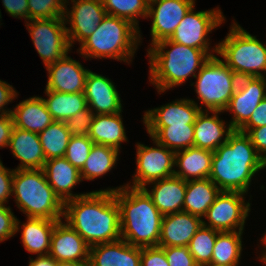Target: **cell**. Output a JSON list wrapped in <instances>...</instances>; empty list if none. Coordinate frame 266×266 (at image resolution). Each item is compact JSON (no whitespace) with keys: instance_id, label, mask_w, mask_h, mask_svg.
<instances>
[{"instance_id":"9","label":"cell","mask_w":266,"mask_h":266,"mask_svg":"<svg viewBox=\"0 0 266 266\" xmlns=\"http://www.w3.org/2000/svg\"><path fill=\"white\" fill-rule=\"evenodd\" d=\"M26 24L45 67L55 64L72 49L68 42L64 18L31 19Z\"/></svg>"},{"instance_id":"5","label":"cell","mask_w":266,"mask_h":266,"mask_svg":"<svg viewBox=\"0 0 266 266\" xmlns=\"http://www.w3.org/2000/svg\"><path fill=\"white\" fill-rule=\"evenodd\" d=\"M139 33L130 21L106 15L78 50L85 58H111L129 63L141 42Z\"/></svg>"},{"instance_id":"2","label":"cell","mask_w":266,"mask_h":266,"mask_svg":"<svg viewBox=\"0 0 266 266\" xmlns=\"http://www.w3.org/2000/svg\"><path fill=\"white\" fill-rule=\"evenodd\" d=\"M264 168L266 163L256 152L250 137L234 130L227 142L213 152L209 179L221 191L247 193L255 173Z\"/></svg>"},{"instance_id":"28","label":"cell","mask_w":266,"mask_h":266,"mask_svg":"<svg viewBox=\"0 0 266 266\" xmlns=\"http://www.w3.org/2000/svg\"><path fill=\"white\" fill-rule=\"evenodd\" d=\"M121 116V112L95 115L88 137L94 144L109 146L119 151L121 143L128 139Z\"/></svg>"},{"instance_id":"36","label":"cell","mask_w":266,"mask_h":266,"mask_svg":"<svg viewBox=\"0 0 266 266\" xmlns=\"http://www.w3.org/2000/svg\"><path fill=\"white\" fill-rule=\"evenodd\" d=\"M107 15L130 21L139 29L137 17L147 19L148 2L146 0H102Z\"/></svg>"},{"instance_id":"13","label":"cell","mask_w":266,"mask_h":266,"mask_svg":"<svg viewBox=\"0 0 266 266\" xmlns=\"http://www.w3.org/2000/svg\"><path fill=\"white\" fill-rule=\"evenodd\" d=\"M71 3V11L66 5L63 17L65 24L71 26L66 27L70 48L75 40L81 44L88 38L107 15L102 0H71Z\"/></svg>"},{"instance_id":"31","label":"cell","mask_w":266,"mask_h":266,"mask_svg":"<svg viewBox=\"0 0 266 266\" xmlns=\"http://www.w3.org/2000/svg\"><path fill=\"white\" fill-rule=\"evenodd\" d=\"M48 98L43 99L55 121L65 122L87 107L84 93H63L45 89Z\"/></svg>"},{"instance_id":"7","label":"cell","mask_w":266,"mask_h":266,"mask_svg":"<svg viewBox=\"0 0 266 266\" xmlns=\"http://www.w3.org/2000/svg\"><path fill=\"white\" fill-rule=\"evenodd\" d=\"M217 45V54L239 78L266 77V45L237 23Z\"/></svg>"},{"instance_id":"22","label":"cell","mask_w":266,"mask_h":266,"mask_svg":"<svg viewBox=\"0 0 266 266\" xmlns=\"http://www.w3.org/2000/svg\"><path fill=\"white\" fill-rule=\"evenodd\" d=\"M149 184L153 185L151 191L143 189L163 216L184 211L187 181L173 175Z\"/></svg>"},{"instance_id":"34","label":"cell","mask_w":266,"mask_h":266,"mask_svg":"<svg viewBox=\"0 0 266 266\" xmlns=\"http://www.w3.org/2000/svg\"><path fill=\"white\" fill-rule=\"evenodd\" d=\"M240 231L219 232L213 247L211 264L238 266L242 252Z\"/></svg>"},{"instance_id":"33","label":"cell","mask_w":266,"mask_h":266,"mask_svg":"<svg viewBox=\"0 0 266 266\" xmlns=\"http://www.w3.org/2000/svg\"><path fill=\"white\" fill-rule=\"evenodd\" d=\"M119 151L115 148L93 144L88 158L80 170L82 181L92 180L107 174L119 159Z\"/></svg>"},{"instance_id":"19","label":"cell","mask_w":266,"mask_h":266,"mask_svg":"<svg viewBox=\"0 0 266 266\" xmlns=\"http://www.w3.org/2000/svg\"><path fill=\"white\" fill-rule=\"evenodd\" d=\"M202 224L203 219L185 211L163 216L158 247L188 246Z\"/></svg>"},{"instance_id":"40","label":"cell","mask_w":266,"mask_h":266,"mask_svg":"<svg viewBox=\"0 0 266 266\" xmlns=\"http://www.w3.org/2000/svg\"><path fill=\"white\" fill-rule=\"evenodd\" d=\"M94 117L95 114L87 106L64 123L71 136H83L89 134Z\"/></svg>"},{"instance_id":"44","label":"cell","mask_w":266,"mask_h":266,"mask_svg":"<svg viewBox=\"0 0 266 266\" xmlns=\"http://www.w3.org/2000/svg\"><path fill=\"white\" fill-rule=\"evenodd\" d=\"M13 175L14 169L5 168L0 160V206L8 204V198L13 195Z\"/></svg>"},{"instance_id":"48","label":"cell","mask_w":266,"mask_h":266,"mask_svg":"<svg viewBox=\"0 0 266 266\" xmlns=\"http://www.w3.org/2000/svg\"><path fill=\"white\" fill-rule=\"evenodd\" d=\"M16 90L12 85L0 80V114H11V109H5L4 106L12 102L17 97Z\"/></svg>"},{"instance_id":"38","label":"cell","mask_w":266,"mask_h":266,"mask_svg":"<svg viewBox=\"0 0 266 266\" xmlns=\"http://www.w3.org/2000/svg\"><path fill=\"white\" fill-rule=\"evenodd\" d=\"M66 4V0H28L29 20L63 18Z\"/></svg>"},{"instance_id":"27","label":"cell","mask_w":266,"mask_h":266,"mask_svg":"<svg viewBox=\"0 0 266 266\" xmlns=\"http://www.w3.org/2000/svg\"><path fill=\"white\" fill-rule=\"evenodd\" d=\"M212 156V151L195 146L177 151L174 166L179 170H175L174 175L185 181L209 178Z\"/></svg>"},{"instance_id":"17","label":"cell","mask_w":266,"mask_h":266,"mask_svg":"<svg viewBox=\"0 0 266 266\" xmlns=\"http://www.w3.org/2000/svg\"><path fill=\"white\" fill-rule=\"evenodd\" d=\"M85 98L95 115L122 112V102L113 82L105 76L89 71L85 81Z\"/></svg>"},{"instance_id":"20","label":"cell","mask_w":266,"mask_h":266,"mask_svg":"<svg viewBox=\"0 0 266 266\" xmlns=\"http://www.w3.org/2000/svg\"><path fill=\"white\" fill-rule=\"evenodd\" d=\"M88 266H141V247L122 238L90 247Z\"/></svg>"},{"instance_id":"49","label":"cell","mask_w":266,"mask_h":266,"mask_svg":"<svg viewBox=\"0 0 266 266\" xmlns=\"http://www.w3.org/2000/svg\"><path fill=\"white\" fill-rule=\"evenodd\" d=\"M13 127L11 114H0V149L8 147Z\"/></svg>"},{"instance_id":"8","label":"cell","mask_w":266,"mask_h":266,"mask_svg":"<svg viewBox=\"0 0 266 266\" xmlns=\"http://www.w3.org/2000/svg\"><path fill=\"white\" fill-rule=\"evenodd\" d=\"M196 75L195 91L204 111H221L228 107L239 77L217 56L211 57Z\"/></svg>"},{"instance_id":"41","label":"cell","mask_w":266,"mask_h":266,"mask_svg":"<svg viewBox=\"0 0 266 266\" xmlns=\"http://www.w3.org/2000/svg\"><path fill=\"white\" fill-rule=\"evenodd\" d=\"M165 251V256L169 266H198L188 246L161 247Z\"/></svg>"},{"instance_id":"18","label":"cell","mask_w":266,"mask_h":266,"mask_svg":"<svg viewBox=\"0 0 266 266\" xmlns=\"http://www.w3.org/2000/svg\"><path fill=\"white\" fill-rule=\"evenodd\" d=\"M46 69L48 72L46 89L63 93H84L86 77L90 70L70 58L68 53Z\"/></svg>"},{"instance_id":"6","label":"cell","mask_w":266,"mask_h":266,"mask_svg":"<svg viewBox=\"0 0 266 266\" xmlns=\"http://www.w3.org/2000/svg\"><path fill=\"white\" fill-rule=\"evenodd\" d=\"M12 194L27 217L63 218L64 202L48 184L43 169H14Z\"/></svg>"},{"instance_id":"51","label":"cell","mask_w":266,"mask_h":266,"mask_svg":"<svg viewBox=\"0 0 266 266\" xmlns=\"http://www.w3.org/2000/svg\"><path fill=\"white\" fill-rule=\"evenodd\" d=\"M57 266H88V263L57 262Z\"/></svg>"},{"instance_id":"30","label":"cell","mask_w":266,"mask_h":266,"mask_svg":"<svg viewBox=\"0 0 266 266\" xmlns=\"http://www.w3.org/2000/svg\"><path fill=\"white\" fill-rule=\"evenodd\" d=\"M220 191L209 178L187 181L184 211L204 218Z\"/></svg>"},{"instance_id":"54","label":"cell","mask_w":266,"mask_h":266,"mask_svg":"<svg viewBox=\"0 0 266 266\" xmlns=\"http://www.w3.org/2000/svg\"><path fill=\"white\" fill-rule=\"evenodd\" d=\"M261 241H266V233L264 234V237L261 238Z\"/></svg>"},{"instance_id":"42","label":"cell","mask_w":266,"mask_h":266,"mask_svg":"<svg viewBox=\"0 0 266 266\" xmlns=\"http://www.w3.org/2000/svg\"><path fill=\"white\" fill-rule=\"evenodd\" d=\"M19 223L9 206H0V242L19 232Z\"/></svg>"},{"instance_id":"43","label":"cell","mask_w":266,"mask_h":266,"mask_svg":"<svg viewBox=\"0 0 266 266\" xmlns=\"http://www.w3.org/2000/svg\"><path fill=\"white\" fill-rule=\"evenodd\" d=\"M141 266H169L165 251L161 247H142Z\"/></svg>"},{"instance_id":"35","label":"cell","mask_w":266,"mask_h":266,"mask_svg":"<svg viewBox=\"0 0 266 266\" xmlns=\"http://www.w3.org/2000/svg\"><path fill=\"white\" fill-rule=\"evenodd\" d=\"M38 136L46 160L65 156L71 134L64 122L54 121Z\"/></svg>"},{"instance_id":"47","label":"cell","mask_w":266,"mask_h":266,"mask_svg":"<svg viewBox=\"0 0 266 266\" xmlns=\"http://www.w3.org/2000/svg\"><path fill=\"white\" fill-rule=\"evenodd\" d=\"M3 6L10 16L15 18H24L29 21L28 17V0H2Z\"/></svg>"},{"instance_id":"1","label":"cell","mask_w":266,"mask_h":266,"mask_svg":"<svg viewBox=\"0 0 266 266\" xmlns=\"http://www.w3.org/2000/svg\"><path fill=\"white\" fill-rule=\"evenodd\" d=\"M63 218L90 247L121 239L120 208L113 191H92L64 202Z\"/></svg>"},{"instance_id":"26","label":"cell","mask_w":266,"mask_h":266,"mask_svg":"<svg viewBox=\"0 0 266 266\" xmlns=\"http://www.w3.org/2000/svg\"><path fill=\"white\" fill-rule=\"evenodd\" d=\"M14 127L40 133L55 120L42 97H31L19 102L11 111Z\"/></svg>"},{"instance_id":"50","label":"cell","mask_w":266,"mask_h":266,"mask_svg":"<svg viewBox=\"0 0 266 266\" xmlns=\"http://www.w3.org/2000/svg\"><path fill=\"white\" fill-rule=\"evenodd\" d=\"M29 266H57V261L49 254L41 256L37 255L36 259H30Z\"/></svg>"},{"instance_id":"53","label":"cell","mask_w":266,"mask_h":266,"mask_svg":"<svg viewBox=\"0 0 266 266\" xmlns=\"http://www.w3.org/2000/svg\"><path fill=\"white\" fill-rule=\"evenodd\" d=\"M205 266H226V265H215V264H207Z\"/></svg>"},{"instance_id":"14","label":"cell","mask_w":266,"mask_h":266,"mask_svg":"<svg viewBox=\"0 0 266 266\" xmlns=\"http://www.w3.org/2000/svg\"><path fill=\"white\" fill-rule=\"evenodd\" d=\"M266 97V77L239 78L236 90L224 111L233 113L230 125L239 130Z\"/></svg>"},{"instance_id":"10","label":"cell","mask_w":266,"mask_h":266,"mask_svg":"<svg viewBox=\"0 0 266 266\" xmlns=\"http://www.w3.org/2000/svg\"><path fill=\"white\" fill-rule=\"evenodd\" d=\"M156 147L137 143L136 172L133 175L134 188H144L149 183L174 175L175 152L151 138Z\"/></svg>"},{"instance_id":"45","label":"cell","mask_w":266,"mask_h":266,"mask_svg":"<svg viewBox=\"0 0 266 266\" xmlns=\"http://www.w3.org/2000/svg\"><path fill=\"white\" fill-rule=\"evenodd\" d=\"M266 125V97L259 103L249 120L239 129L240 132L248 133L252 128Z\"/></svg>"},{"instance_id":"12","label":"cell","mask_w":266,"mask_h":266,"mask_svg":"<svg viewBox=\"0 0 266 266\" xmlns=\"http://www.w3.org/2000/svg\"><path fill=\"white\" fill-rule=\"evenodd\" d=\"M194 5L185 14L175 32L169 38L178 44L198 48L210 53V39L207 37L212 30L225 21L220 9L194 12Z\"/></svg>"},{"instance_id":"16","label":"cell","mask_w":266,"mask_h":266,"mask_svg":"<svg viewBox=\"0 0 266 266\" xmlns=\"http://www.w3.org/2000/svg\"><path fill=\"white\" fill-rule=\"evenodd\" d=\"M90 246L66 222L58 221L52 232L49 255L57 262L89 263Z\"/></svg>"},{"instance_id":"15","label":"cell","mask_w":266,"mask_h":266,"mask_svg":"<svg viewBox=\"0 0 266 266\" xmlns=\"http://www.w3.org/2000/svg\"><path fill=\"white\" fill-rule=\"evenodd\" d=\"M193 5H195V0L150 1L147 18L153 19L150 30L151 46L158 41L170 38Z\"/></svg>"},{"instance_id":"29","label":"cell","mask_w":266,"mask_h":266,"mask_svg":"<svg viewBox=\"0 0 266 266\" xmlns=\"http://www.w3.org/2000/svg\"><path fill=\"white\" fill-rule=\"evenodd\" d=\"M60 220L27 217L22 224L21 240L26 251L41 255H48L50 251L51 236L55 224Z\"/></svg>"},{"instance_id":"25","label":"cell","mask_w":266,"mask_h":266,"mask_svg":"<svg viewBox=\"0 0 266 266\" xmlns=\"http://www.w3.org/2000/svg\"><path fill=\"white\" fill-rule=\"evenodd\" d=\"M8 147L20 160L16 169H43L46 158L38 133L13 127Z\"/></svg>"},{"instance_id":"4","label":"cell","mask_w":266,"mask_h":266,"mask_svg":"<svg viewBox=\"0 0 266 266\" xmlns=\"http://www.w3.org/2000/svg\"><path fill=\"white\" fill-rule=\"evenodd\" d=\"M170 47L171 49L166 50ZM149 57V81L159 94L179 86L190 76L194 78L201 67L218 52V45L207 53L205 50L178 44L168 39L156 42L147 50ZM213 53V54H212Z\"/></svg>"},{"instance_id":"32","label":"cell","mask_w":266,"mask_h":266,"mask_svg":"<svg viewBox=\"0 0 266 266\" xmlns=\"http://www.w3.org/2000/svg\"><path fill=\"white\" fill-rule=\"evenodd\" d=\"M146 128L151 138L174 152L194 146V124Z\"/></svg>"},{"instance_id":"24","label":"cell","mask_w":266,"mask_h":266,"mask_svg":"<svg viewBox=\"0 0 266 266\" xmlns=\"http://www.w3.org/2000/svg\"><path fill=\"white\" fill-rule=\"evenodd\" d=\"M43 170L48 184L63 202L87 194L72 193L71 190L82 181V178L80 170L74 167L65 157L46 160Z\"/></svg>"},{"instance_id":"3","label":"cell","mask_w":266,"mask_h":266,"mask_svg":"<svg viewBox=\"0 0 266 266\" xmlns=\"http://www.w3.org/2000/svg\"><path fill=\"white\" fill-rule=\"evenodd\" d=\"M105 191H113L119 205L121 238L136 247L158 246L163 215L146 191L128 184Z\"/></svg>"},{"instance_id":"11","label":"cell","mask_w":266,"mask_h":266,"mask_svg":"<svg viewBox=\"0 0 266 266\" xmlns=\"http://www.w3.org/2000/svg\"><path fill=\"white\" fill-rule=\"evenodd\" d=\"M244 194L220 191L204 217L209 222L203 220V225L219 232H243L251 206L249 202H245Z\"/></svg>"},{"instance_id":"46","label":"cell","mask_w":266,"mask_h":266,"mask_svg":"<svg viewBox=\"0 0 266 266\" xmlns=\"http://www.w3.org/2000/svg\"><path fill=\"white\" fill-rule=\"evenodd\" d=\"M247 135L250 137L258 155L266 163V125L252 128Z\"/></svg>"},{"instance_id":"23","label":"cell","mask_w":266,"mask_h":266,"mask_svg":"<svg viewBox=\"0 0 266 266\" xmlns=\"http://www.w3.org/2000/svg\"><path fill=\"white\" fill-rule=\"evenodd\" d=\"M209 112L203 110L197 115L194 123V146L214 152L220 145L227 142L228 136L234 129L230 124L226 126L219 118L221 111H212L211 116Z\"/></svg>"},{"instance_id":"37","label":"cell","mask_w":266,"mask_h":266,"mask_svg":"<svg viewBox=\"0 0 266 266\" xmlns=\"http://www.w3.org/2000/svg\"><path fill=\"white\" fill-rule=\"evenodd\" d=\"M219 231L202 226L192 237L188 247L198 266L211 264L213 247Z\"/></svg>"},{"instance_id":"39","label":"cell","mask_w":266,"mask_h":266,"mask_svg":"<svg viewBox=\"0 0 266 266\" xmlns=\"http://www.w3.org/2000/svg\"><path fill=\"white\" fill-rule=\"evenodd\" d=\"M93 144L94 142L88 137V135L71 136L64 157L74 167L81 170L88 158Z\"/></svg>"},{"instance_id":"52","label":"cell","mask_w":266,"mask_h":266,"mask_svg":"<svg viewBox=\"0 0 266 266\" xmlns=\"http://www.w3.org/2000/svg\"><path fill=\"white\" fill-rule=\"evenodd\" d=\"M261 243H263V245L265 246L264 248V250H265V253L263 252V254H262V257L260 258V260L261 261H263L264 262V264H266V241H262Z\"/></svg>"},{"instance_id":"21","label":"cell","mask_w":266,"mask_h":266,"mask_svg":"<svg viewBox=\"0 0 266 266\" xmlns=\"http://www.w3.org/2000/svg\"><path fill=\"white\" fill-rule=\"evenodd\" d=\"M198 103L190 99H180L145 111L143 123L145 127H168L178 124H194L200 113Z\"/></svg>"}]
</instances>
